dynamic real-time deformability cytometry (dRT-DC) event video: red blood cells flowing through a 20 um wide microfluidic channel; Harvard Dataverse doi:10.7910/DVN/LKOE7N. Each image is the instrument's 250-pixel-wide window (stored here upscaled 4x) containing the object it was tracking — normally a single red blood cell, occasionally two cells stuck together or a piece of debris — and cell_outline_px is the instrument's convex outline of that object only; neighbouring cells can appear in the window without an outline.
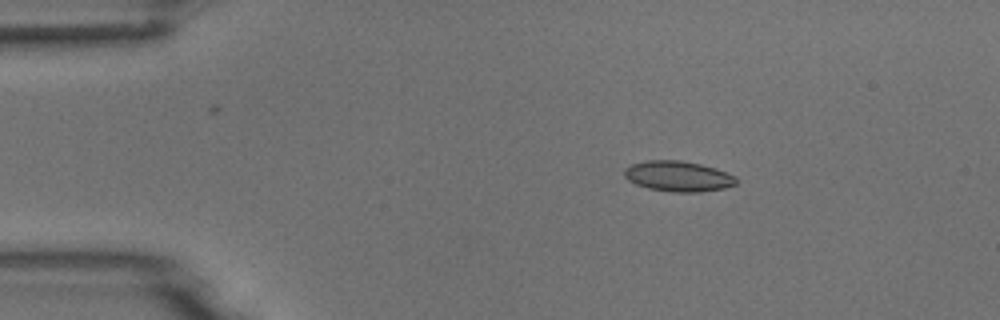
{"species": "common noctule bat (a hibernating species)", "species_latin": "Nyctalus noctula", "temperature_condition": "room temperature", "stored_images_in_passage": 4, "camera_frame_rate_fps": 3000, "um_per_image_px": 0.085, "animal": {"sex": "male", "body_mass_g": 18.8}, "frame": {"image": 1, "passage_image": 1, "time_ms": 0.0, "image_size_px": [1000, 320], "cell_outline_px": [[736, 184], [724, 188], [700, 192], [672, 192], [648, 188], [636, 184], [628, 180], [624, 176], [624, 168], [632, 164], [648, 160], [680, 160], [700, 164], [716, 168], [736, 176]], "centroid_in_image_um": [57.64, 14.98], "position_along_channel_um": 27.4, "area_um2": 19.88}}
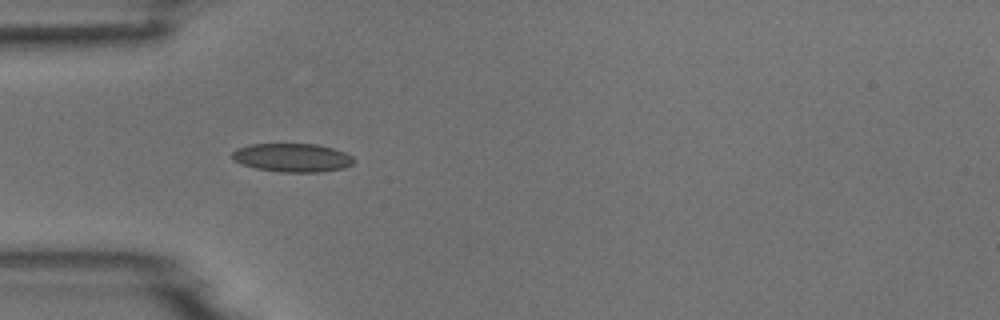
{"frame": {"image": 2, "passage_image": 3, "time_ms": 2.333, "image_size_px": [1000, 320], "cell_outline_px": [[356, 160], [352, 164], [344, 168], [320, 172], [280, 172], [256, 168], [240, 164], [232, 160], [232, 152], [236, 148], [248, 144], [316, 144], [332, 148], [344, 152], [352, 156]], "centroid_in_image_um": [24.82, 13.4], "position_along_channel_um": 60.2, "area_um2": 20.4}}